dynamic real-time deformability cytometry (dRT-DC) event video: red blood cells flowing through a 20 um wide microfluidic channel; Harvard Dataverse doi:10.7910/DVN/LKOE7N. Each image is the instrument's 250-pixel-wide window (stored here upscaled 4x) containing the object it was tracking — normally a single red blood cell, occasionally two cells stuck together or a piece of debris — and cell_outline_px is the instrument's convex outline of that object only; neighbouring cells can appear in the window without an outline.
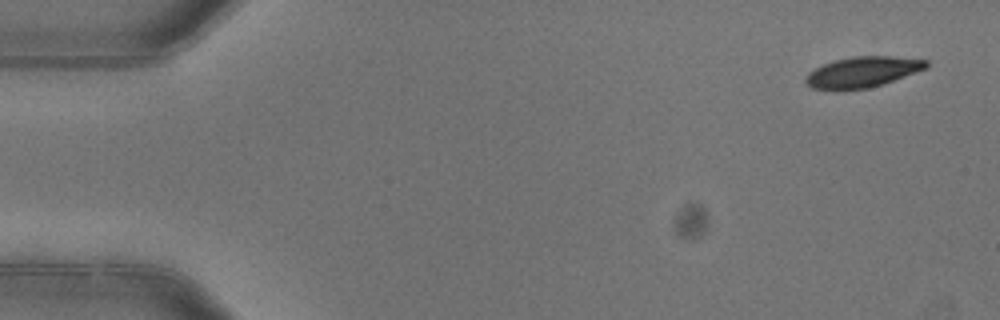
{"species": "common noctule bat (a hibernating species)", "species_latin": "Nyctalus noctula", "temperature_condition": "warm", "stored_images_in_passage": 4, "camera_frame_rate_fps": 3000, "um_per_image_px": 0.085, "animal": {"sex": "female"}, "frame": {"image": 1, "passage_image": 1, "time_ms": 0.0, "image_size_px": [1000, 320], "cell_outline_px": [[928, 68], [884, 84], [868, 88], [840, 92], [836, 92], [812, 88], [804, 80], [804, 76], [808, 72], [832, 60], [852, 56], [888, 56], [928, 60]], "centroid_in_image_um": [73.27, 6.15], "position_along_channel_um": 11.7, "area_um2": 22.14}}